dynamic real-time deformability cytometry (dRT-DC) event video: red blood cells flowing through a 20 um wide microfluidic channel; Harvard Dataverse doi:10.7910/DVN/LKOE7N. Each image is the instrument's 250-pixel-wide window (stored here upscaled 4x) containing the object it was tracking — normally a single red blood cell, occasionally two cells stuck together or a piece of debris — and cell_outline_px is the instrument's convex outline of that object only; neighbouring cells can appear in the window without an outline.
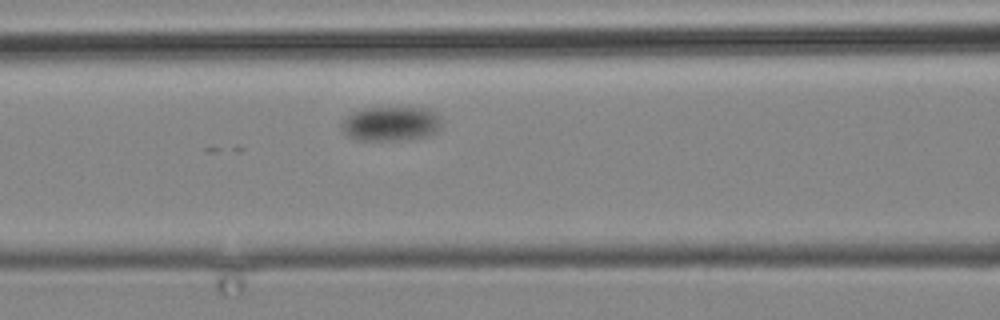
{"species": "common noctule bat (a hibernating species)", "species_latin": "Nyctalus noctula", "temperature_condition": "cold", "stored_images_in_passage": 17, "camera_frame_rate_fps": 3000, "um_per_image_px": 0.085, "animal": {"sex": "male", "body_mass_g": 19.2, "forearm_length_mm": 51.8}, "frame": {"image": 1, "passage_image": 4, "time_ms": 3.333, "image_size_px": [1000, 320], "cell_outline_px": [[440, 128], [432, 136], [400, 140], [356, 140], [348, 136], [344, 132], [340, 124], [352, 112], [364, 108], [428, 108], [436, 112], [440, 120]], "centroid_in_image_um": [33.24, 10.53], "position_along_channel_um": 133.4, "area_um2": 20.17}}
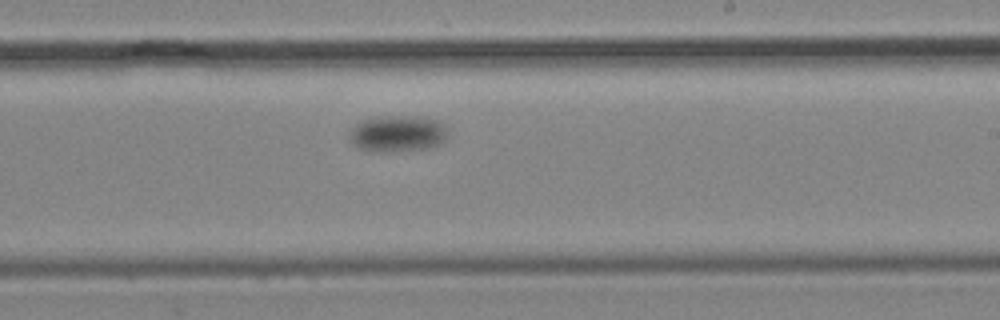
{"frame": {"image": 2, "passage_image": 8, "time_ms": 9.0, "image_size_px": [1000, 320], "cell_outline_px": [[448, 128], [444, 140], [440, 144], [432, 148], [392, 152], [368, 152], [352, 144], [348, 140], [348, 132], [356, 124], [364, 120], [376, 116], [416, 116], [440, 120]], "centroid_in_image_um": [33.78, 11.37], "position_along_channel_um": 255.2, "area_um2": 21.5}}
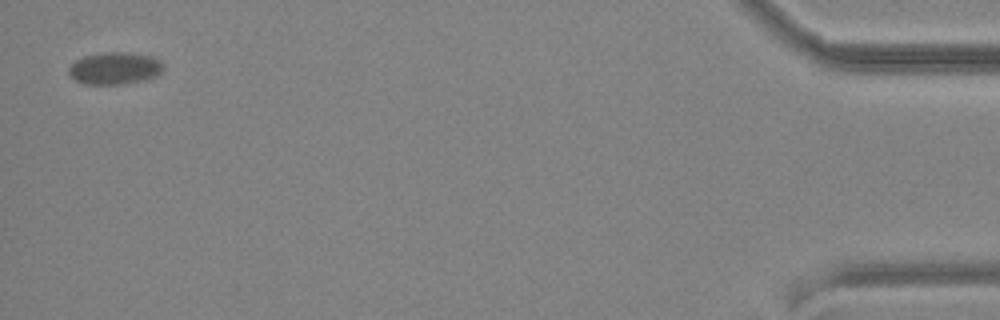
{"frame": {"image": 3, "passage_image": 17, "time_ms": 20.667, "image_size_px": [1000, 320], "cell_outline_px": [[164, 68], [156, 76], [144, 80], [120, 84], [84, 84], [76, 80], [68, 72], [68, 68], [76, 60], [84, 56], [100, 52], [128, 52], [152, 56], [160, 60], [164, 64]], "centroid_in_image_um": [9.77, 5.79], "position_along_channel_um": 425.4, "area_um2": 17.8}}